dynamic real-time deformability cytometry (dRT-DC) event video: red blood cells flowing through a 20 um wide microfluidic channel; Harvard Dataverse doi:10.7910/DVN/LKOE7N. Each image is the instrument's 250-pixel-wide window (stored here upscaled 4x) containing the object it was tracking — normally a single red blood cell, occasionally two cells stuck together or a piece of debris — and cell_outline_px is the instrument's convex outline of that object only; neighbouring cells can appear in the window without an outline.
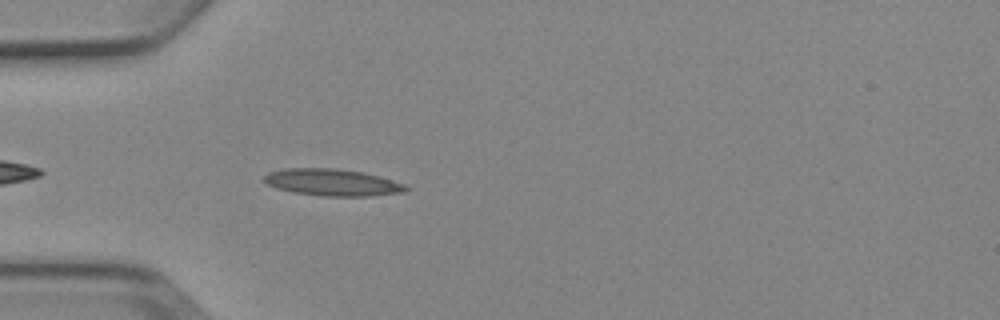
{"species": "Egyptian fruit bat (a non-hibernating species)", "species_latin": "Rousettus aegyptiacus", "temperature_condition": "cold", "stored_images_in_passage": 4, "camera_frame_rate_fps": 3000, "um_per_image_px": 0.085, "animal": {"sex": "female"}, "frame": {"image": 1, "passage_image": 4, "time_ms": 4.333, "image_size_px": [1000, 320], "cell_outline_px": [[408, 188], [404, 192], [368, 196], [324, 196], [296, 192], [276, 188], [268, 184], [264, 180], [264, 176], [268, 172], [284, 168], [336, 168], [364, 172], [392, 180], [404, 184]], "centroid_in_image_um": [28.24, 15.49], "position_along_channel_um": 56.8, "area_um2": 22.02}}